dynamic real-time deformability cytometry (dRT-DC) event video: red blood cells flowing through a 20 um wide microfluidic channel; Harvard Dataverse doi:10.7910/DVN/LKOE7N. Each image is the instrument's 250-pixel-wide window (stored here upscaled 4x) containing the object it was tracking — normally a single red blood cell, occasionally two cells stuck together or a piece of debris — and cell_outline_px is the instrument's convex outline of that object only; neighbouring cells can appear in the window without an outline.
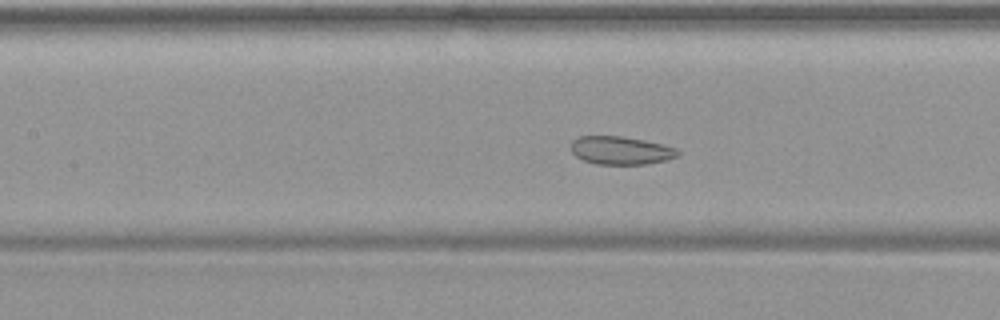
{"species": "common noctule bat (a hibernating species)", "species_latin": "Nyctalus noctula", "temperature_condition": "warm", "stored_images_in_passage": 45, "camera_frame_rate_fps": 3000, "um_per_image_px": 0.085, "animal": {"sex": "female", "body_mass_g": 19.9}, "frame": {"image": 1, "passage_image": 18, "time_ms": 5.667, "image_size_px": [1000, 320], "cell_outline_px": [[680, 152], [676, 156], [668, 160], [648, 164], [596, 164], [584, 160], [576, 156], [572, 152], [572, 140], [580, 136], [620, 136], [644, 140], [676, 148]], "centroid_in_image_um": [52.77, 12.79], "position_along_channel_um": 154.6, "area_um2": 17.4}}
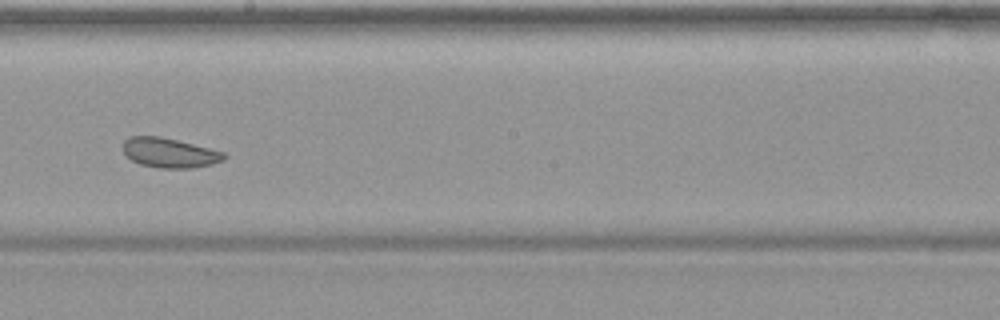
{"frame": {"image": 2, "passage_image": 24, "time_ms": 7.667, "image_size_px": [1000, 320], "cell_outline_px": [[228, 156], [224, 160], [212, 164], [192, 168], [160, 168], [140, 164], [132, 160], [124, 152], [124, 140], [128, 136], [160, 136], [224, 152]], "centroid_in_image_um": [14.42, 12.99], "position_along_channel_um": 233.8, "area_um2": 17.34}}
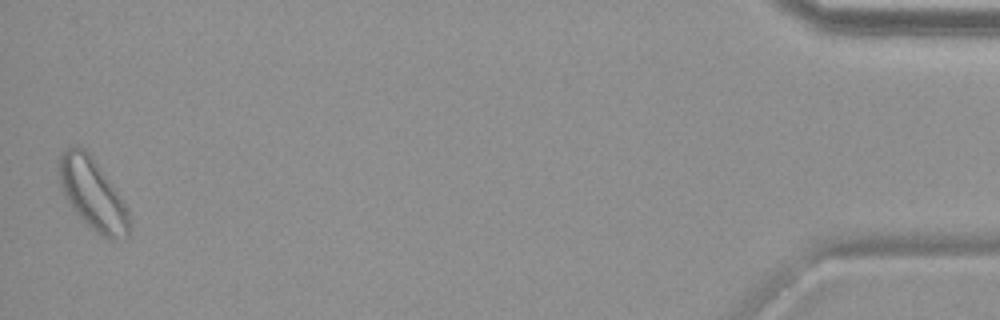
{"frame": {"image": 3, "passage_image": 45, "time_ms": 14.667, "image_size_px": [1000, 320], "cell_outline_px": [[132, 224], [128, 236], [124, 240], [108, 240], [100, 236], [76, 212], [68, 200], [60, 184], [60, 156], [72, 144], [84, 148], [88, 152], [112, 184], [128, 208]], "centroid_in_image_um": [7.95, 16.56], "position_along_channel_um": 427.2, "area_um2": 28.84}}